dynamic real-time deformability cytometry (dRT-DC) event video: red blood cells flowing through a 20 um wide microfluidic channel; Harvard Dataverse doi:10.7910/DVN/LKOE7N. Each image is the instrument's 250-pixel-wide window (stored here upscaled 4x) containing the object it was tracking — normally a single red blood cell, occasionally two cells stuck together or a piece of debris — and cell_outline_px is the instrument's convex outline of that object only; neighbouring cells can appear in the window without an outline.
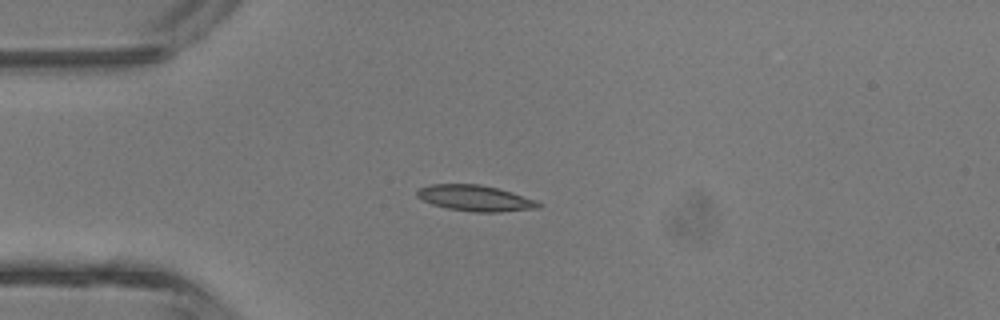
{"species": "common noctule bat (a hibernating species)", "species_latin": "Nyctalus noctula", "temperature_condition": "room temperature", "stored_images_in_passage": 3, "camera_frame_rate_fps": 3000, "um_per_image_px": 0.085, "animal": {"sex": "male", "body_mass_g": 13.3}, "frame": {"image": 1, "passage_image": 2, "time_ms": 2.0, "image_size_px": [1000, 320], "cell_outline_px": [[544, 204], [540, 208], [500, 212], [472, 212], [448, 208], [432, 204], [416, 196], [416, 192], [420, 188], [428, 184], [480, 184], [512, 192], [536, 200]], "centroid_in_image_um": [40.42, 16.84], "position_along_channel_um": 44.6, "area_um2": 18.38}}